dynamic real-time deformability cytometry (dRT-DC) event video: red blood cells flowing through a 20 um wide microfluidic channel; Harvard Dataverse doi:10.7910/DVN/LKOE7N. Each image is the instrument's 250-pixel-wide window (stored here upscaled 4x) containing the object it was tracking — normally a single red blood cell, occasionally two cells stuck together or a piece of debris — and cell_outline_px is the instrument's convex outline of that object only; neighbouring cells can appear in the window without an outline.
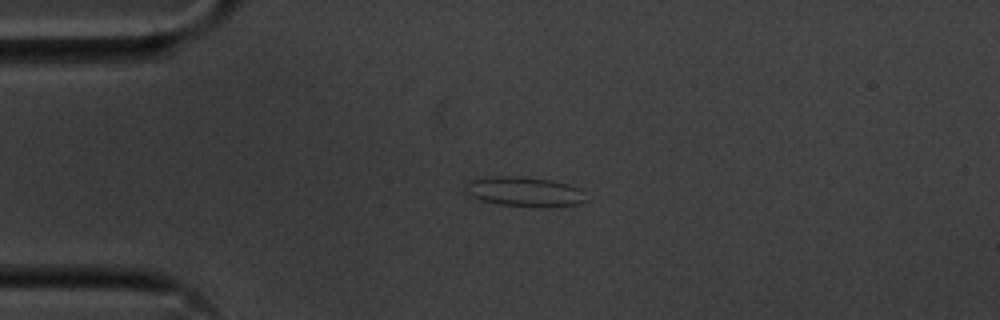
{"species": "common noctule bat (a hibernating species)", "species_latin": "Nyctalus noctula", "temperature_condition": "cold", "stored_images_in_passage": 43, "camera_frame_rate_fps": 3000, "um_per_image_px": 0.085, "animal": {"sex": "male", "body_mass_g": 20.1, "forearm_length_mm": 53.5}, "frame": {"image": 1, "passage_image": 1, "time_ms": 0.0, "image_size_px": [1000, 320], "cell_outline_px": [[584, 200], [580, 204], [544, 208], [500, 204], [480, 200], [472, 196], [468, 192], [468, 184], [472, 180], [496, 176], [524, 176], [552, 180], [568, 184], [580, 188]], "centroid_in_image_um": [44.64, 16.3], "position_along_channel_um": 40.4, "area_um2": 20.63}}
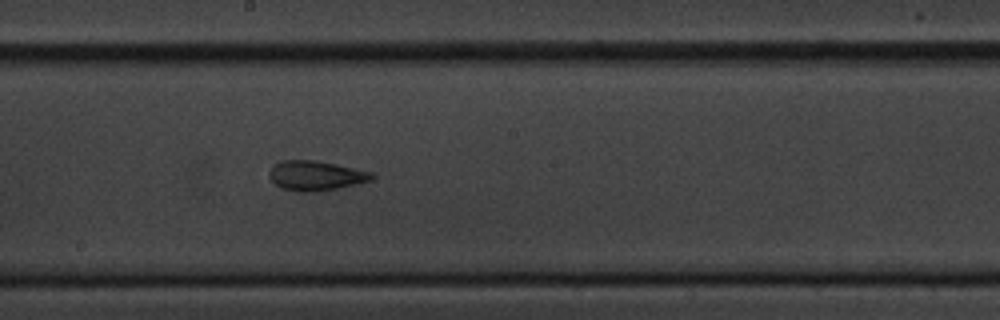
{"frame": {"image": 2, "passage_image": 18, "time_ms": 5.667, "image_size_px": [1000, 320], "cell_outline_px": [[376, 176], [372, 180], [336, 188], [316, 192], [296, 192], [280, 188], [268, 176], [268, 172], [272, 164], [280, 160], [316, 160], [336, 164], [372, 172]], "centroid_in_image_um": [26.79, 14.92], "position_along_channel_um": 221.4, "area_um2": 17.98}}
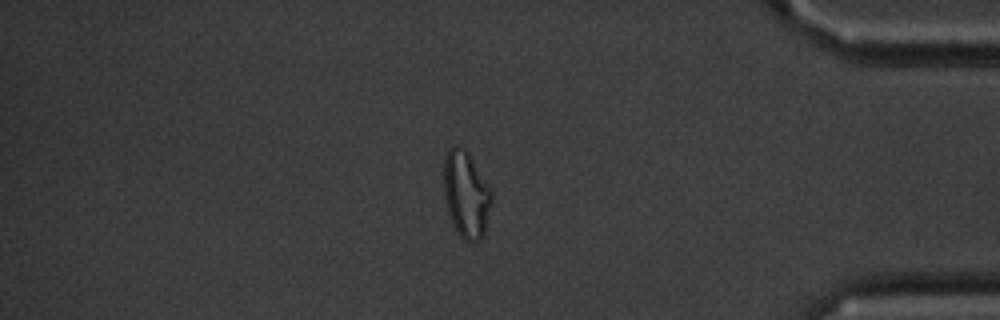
{"frame": {"image": 3, "passage_image": 35, "time_ms": 11.333, "image_size_px": [1000, 320], "cell_outline_px": [[492, 200], [484, 236], [480, 240], [472, 244], [464, 240], [460, 236], [448, 212], [444, 196], [444, 160], [448, 148], [456, 144], [460, 144], [468, 152], [492, 188]], "centroid_in_image_um": [39.64, 16.51], "position_along_channel_um": 395.6, "area_um2": 24.57}, "authors_computed_cell_mechanics": {"area_um2": 17.5712, "velocity_mm_per_s": 3.6058, "shape_relaxation_time_tau1_ms": null, "shape_relaxation_time_tau2_ms": 1.9683, "deformation_change_tau1": null, "deformation_change_tau2": 0.1062}}